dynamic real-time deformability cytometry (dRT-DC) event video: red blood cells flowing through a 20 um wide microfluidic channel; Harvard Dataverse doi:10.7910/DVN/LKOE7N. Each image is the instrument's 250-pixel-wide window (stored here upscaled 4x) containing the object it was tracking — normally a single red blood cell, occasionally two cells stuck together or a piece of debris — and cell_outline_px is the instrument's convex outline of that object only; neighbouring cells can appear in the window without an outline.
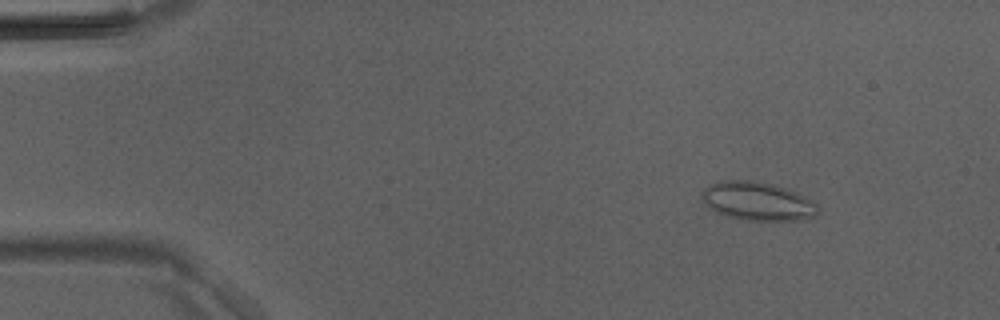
{"species": "Egyptian fruit bat (a non-hibernating species)", "species_latin": "Rousettus aegyptiacus", "temperature_condition": "room temperature", "stored_images_in_passage": 45, "camera_frame_rate_fps": 3000, "um_per_image_px": 0.085, "animal": {"sex": "male"}, "frame": {"image": 1, "passage_image": 6, "time_ms": 1.667, "image_size_px": [1000, 320], "cell_outline_px": [[820, 212], [816, 216], [808, 220], [744, 220], [724, 216], [716, 212], [700, 196], [700, 192], [704, 188], [720, 180], [752, 180], [772, 184], [796, 192], [804, 196], [816, 204], [820, 208]], "centroid_in_image_um": [64.42, 17.11], "position_along_channel_um": 20.6, "area_um2": 26.18}}
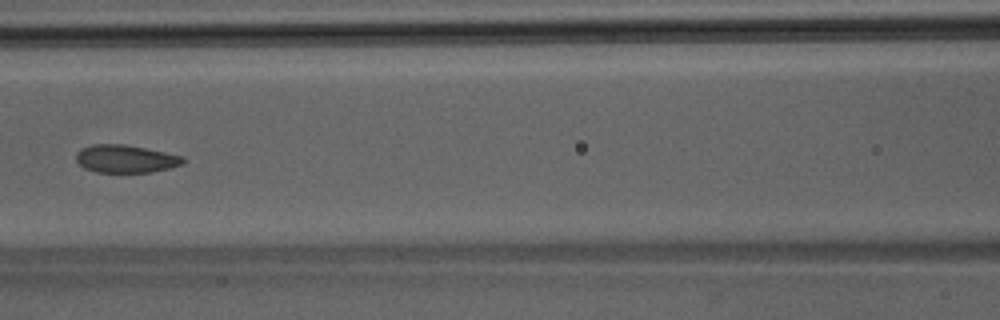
{"frame": {"image": 2, "passage_image": 21, "time_ms": 6.667, "image_size_px": [1000, 320], "cell_outline_px": [[188, 160], [184, 164], [152, 172], [96, 172], [84, 168], [76, 160], [76, 152], [80, 148], [92, 144], [124, 144], [184, 156]], "centroid_in_image_um": [10.69, 13.49], "position_along_channel_um": 155.9, "area_um2": 17.46}}
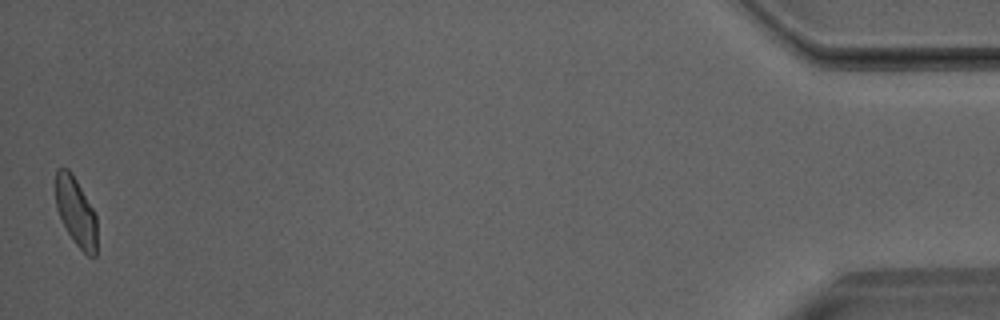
{"frame": {"image": 3, "passage_image": 45, "time_ms": 14.667, "image_size_px": [1000, 320], "cell_outline_px": [[96, 256], [88, 256], [76, 244], [68, 232], [56, 208], [56, 168], [68, 168], [76, 180], [92, 208], [96, 216]], "centroid_in_image_um": [6.45, 17.99], "position_along_channel_um": 428.8, "area_um2": 16.13}}